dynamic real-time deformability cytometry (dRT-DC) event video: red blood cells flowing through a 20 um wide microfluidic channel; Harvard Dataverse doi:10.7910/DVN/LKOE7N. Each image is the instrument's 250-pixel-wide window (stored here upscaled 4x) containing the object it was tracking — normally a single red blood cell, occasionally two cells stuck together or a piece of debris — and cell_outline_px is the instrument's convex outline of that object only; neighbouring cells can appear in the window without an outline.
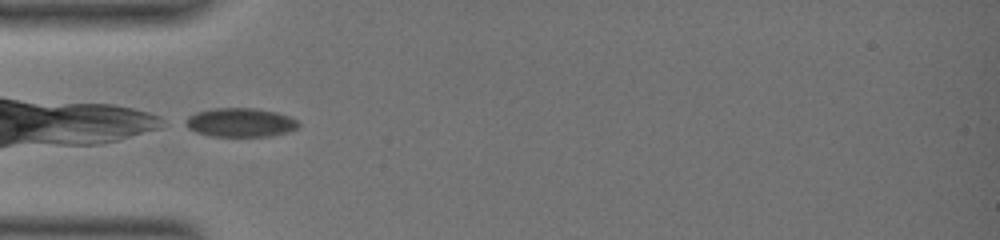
{"species": "common noctule bat (a hibernating species)", "species_latin": "Nyctalus noctula", "temperature_condition": "warm", "stored_images_in_passage": 23, "camera_frame_rate_fps": 3000, "um_per_image_px": 0.085, "animal": {"sex": "female", "body_mass_g": 19.0, "forearm_length_mm": 51.5}, "frame": {"image": 1, "passage_image": 1, "time_ms": 0.0, "image_size_px": [1000, 240], "cell_outline_px": [[300, 124], [296, 128], [288, 132], [268, 136], [212, 136], [196, 132], [188, 128], [184, 124], [184, 120], [188, 116], [196, 112], [212, 108], [252, 108], [276, 112], [288, 116], [296, 120]], "centroid_in_image_um": [20.39, 10.41], "position_along_channel_um": 64.6, "area_um2": 18.96}}
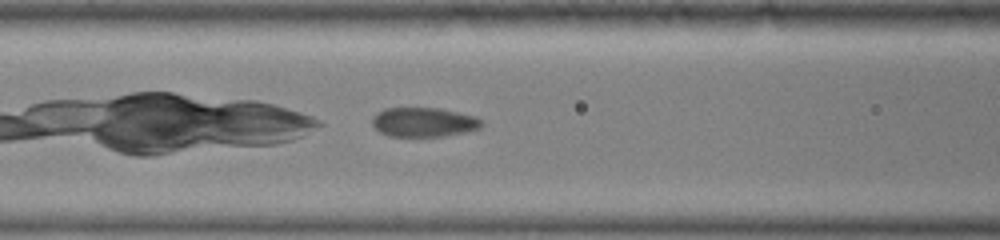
{"frame": {"image": 2, "passage_image": 7, "time_ms": 2.0, "image_size_px": [1000, 240], "cell_outline_px": [[484, 124], [480, 128], [464, 132], [444, 136], [388, 136], [380, 132], [372, 124], [372, 116], [376, 112], [384, 108], [436, 108], [476, 116]], "centroid_in_image_um": [35.98, 10.38], "position_along_channel_um": 130.6, "area_um2": 18.67}}
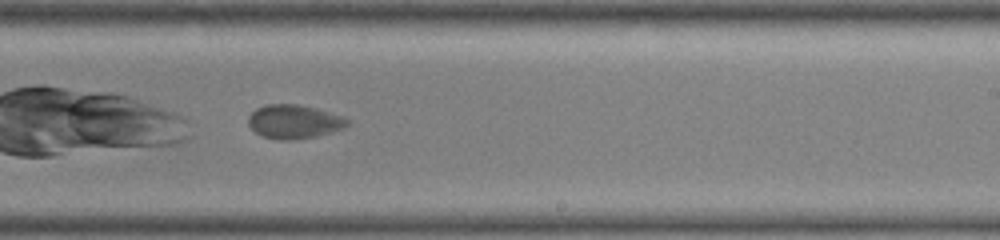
{"frame": {"image": 3, "passage_image": 19, "time_ms": 6.0, "image_size_px": [1000, 240], "cell_outline_px": [[348, 124], [344, 128], [332, 132], [316, 136], [292, 140], [280, 140], [264, 136], [256, 132], [248, 124], [248, 116], [256, 108], [264, 104], [296, 104], [316, 108], [344, 116], [348, 120]], "centroid_in_image_um": [25.0, 10.33], "position_along_channel_um": 264.0, "area_um2": 19.54}}